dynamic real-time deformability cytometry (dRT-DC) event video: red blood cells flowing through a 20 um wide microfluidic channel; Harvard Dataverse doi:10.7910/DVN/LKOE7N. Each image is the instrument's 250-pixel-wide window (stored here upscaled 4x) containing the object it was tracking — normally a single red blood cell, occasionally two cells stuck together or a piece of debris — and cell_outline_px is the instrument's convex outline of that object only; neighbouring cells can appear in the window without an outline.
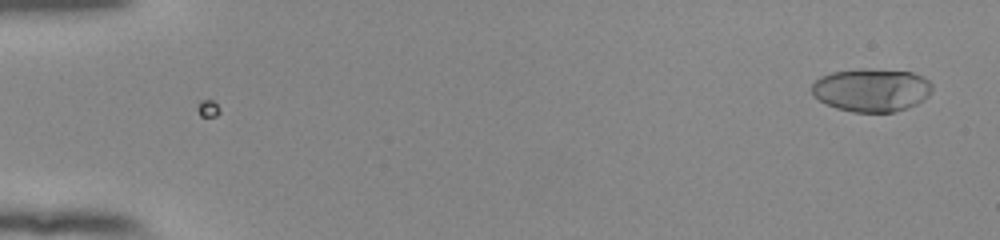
{"species": "human", "species_latin": "Homo sapiens", "temperature_condition": "room temperature", "stored_images_in_passage": 53, "camera_frame_rate_fps": 3000, "um_per_image_px": 0.085, "donor": {"sex": "female"}, "frame": {"image": 1, "passage_image": 1, "time_ms": 0.0, "image_size_px": [1000, 240], "cell_outline_px": [[932, 88], [928, 96], [924, 100], [916, 104], [892, 112], [852, 112], [836, 108], [812, 96], [812, 84], [820, 76], [832, 72], [860, 68], [864, 68], [912, 72], [924, 76], [932, 84]], "centroid_in_image_um": [74.07, 7.64], "position_along_channel_um": 10.9, "area_um2": 30.4}}
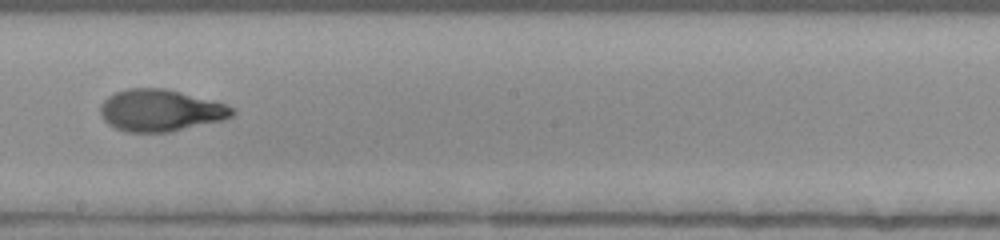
{"frame": {"image": 2, "passage_image": 31, "time_ms": 10.0, "image_size_px": [1000, 240], "cell_outline_px": [[236, 112], [232, 116], [224, 120], [168, 132], [128, 132], [116, 128], [108, 124], [104, 120], [100, 112], [100, 104], [108, 96], [116, 92], [128, 88], [164, 88], [180, 92], [224, 104], [236, 108]], "centroid_in_image_um": [13.63, 9.39], "position_along_channel_um": 234.6, "area_um2": 32.02}}
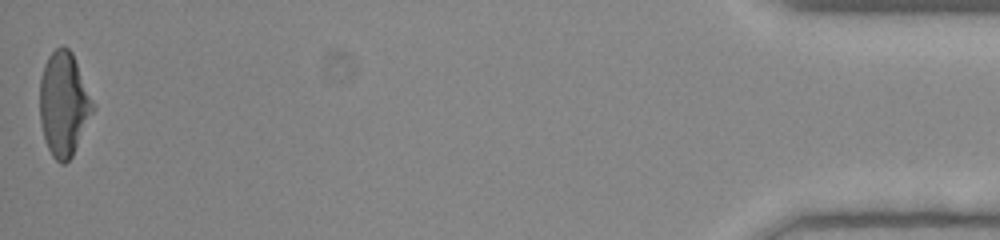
{"frame": {"image": 3, "passage_image": 53, "time_ms": 17.333, "image_size_px": [1000, 240], "cell_outline_px": [[96, 108], [72, 156], [64, 164], [60, 164], [52, 156], [48, 148], [44, 136], [40, 120], [40, 80], [44, 64], [48, 56], [56, 48], [68, 48], [72, 52], [96, 104]], "centroid_in_image_um": [5.45, 8.85], "position_along_channel_um": 429.8, "area_um2": 32.37}, "authors_computed_cell_mechanics": {"area_um2": 31.501, "velocity_mm_per_s": 3.8605, "shape_relaxation_time_tau1_ms": 5.4694, "shape_relaxation_time_tau2_ms": 0.9122, "deformation_change_tau1": 0.2412, "deformation_change_tau2": 0.0643}}